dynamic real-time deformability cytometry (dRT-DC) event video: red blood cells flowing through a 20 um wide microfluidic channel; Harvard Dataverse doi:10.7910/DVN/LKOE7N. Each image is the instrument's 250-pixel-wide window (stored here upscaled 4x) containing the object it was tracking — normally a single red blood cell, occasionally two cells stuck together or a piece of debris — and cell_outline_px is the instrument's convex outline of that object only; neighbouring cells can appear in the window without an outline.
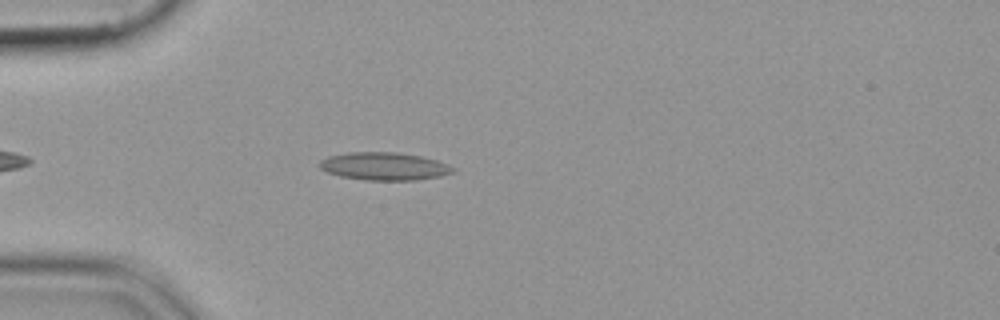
{"species": "common noctule bat (a hibernating species)", "species_latin": "Nyctalus noctula", "temperature_condition": "cold", "stored_images_in_passage": 34, "camera_frame_rate_fps": 3000, "um_per_image_px": 0.085, "animal": {"sex": "female", "body_mass_g": 19.9}, "frame": {"image": 1, "passage_image": 1, "time_ms": 0.0, "image_size_px": [1000, 320], "cell_outline_px": [[456, 172], [440, 176], [416, 180], [364, 180], [340, 176], [328, 172], [320, 168], [320, 160], [328, 156], [348, 152], [396, 152], [420, 156], [436, 160], [448, 164], [456, 168]], "centroid_in_image_um": [32.68, 14.13], "position_along_channel_um": 52.3, "area_um2": 21.68}}
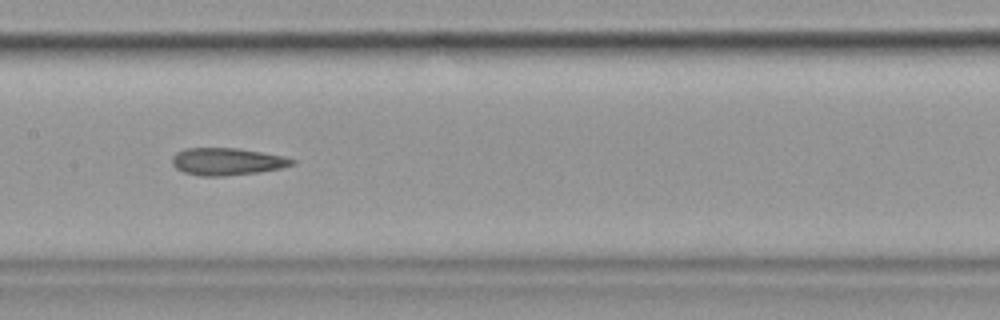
{"frame": {"image": 2, "passage_image": 13, "time_ms": 4.0, "image_size_px": [1000, 320], "cell_outline_px": [[296, 164], [280, 168], [256, 172], [224, 176], [200, 176], [184, 172], [176, 168], [172, 164], [172, 156], [176, 152], [184, 148], [236, 148], [284, 156], [296, 160]], "centroid_in_image_um": [19.27, 13.73], "position_along_channel_um": 188.1, "area_um2": 19.02}}
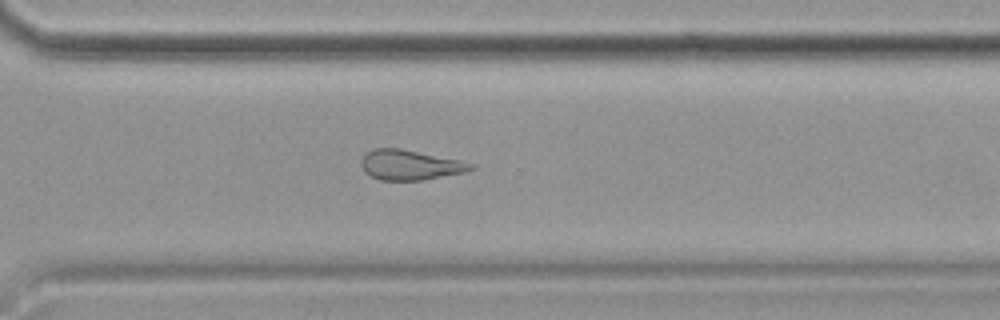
{"frame": {"image": 3, "passage_image": 25, "time_ms": 8.0, "image_size_px": [1000, 320], "cell_outline_px": [[476, 168], [468, 172], [420, 180], [380, 180], [364, 172], [360, 164], [360, 160], [372, 148], [400, 148], [460, 160], [476, 164]], "centroid_in_image_um": [34.88, 14.02], "position_along_channel_um": 335.7, "area_um2": 19.31}}